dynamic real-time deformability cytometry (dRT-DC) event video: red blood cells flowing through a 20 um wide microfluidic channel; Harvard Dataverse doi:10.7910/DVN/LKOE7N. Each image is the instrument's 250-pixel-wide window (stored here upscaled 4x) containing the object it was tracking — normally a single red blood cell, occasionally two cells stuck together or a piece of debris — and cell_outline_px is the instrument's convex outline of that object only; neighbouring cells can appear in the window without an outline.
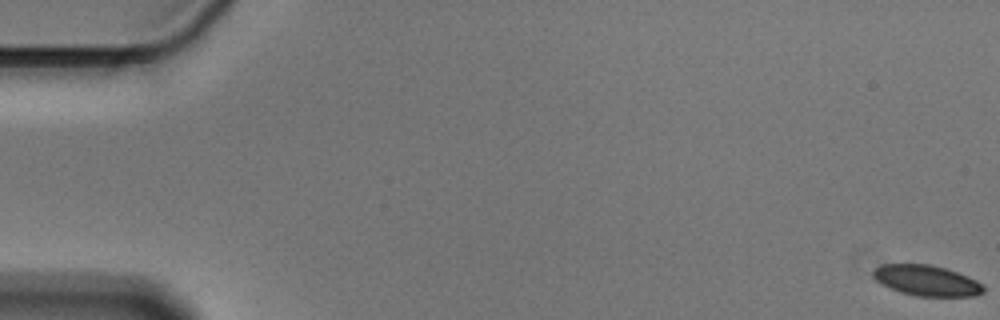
{"species": "Egyptian fruit bat (a non-hibernating species)", "species_latin": "Rousettus aegyptiacus", "temperature_condition": "cold", "stored_images_in_passage": 58, "camera_frame_rate_fps": 3000, "um_per_image_px": 0.085, "animal": {"sex": "male"}, "frame": {"image": 1, "passage_image": 1, "time_ms": 0.0, "image_size_px": [1000, 320], "cell_outline_px": [[984, 292], [976, 296], [916, 296], [900, 292], [880, 284], [872, 276], [872, 272], [880, 264], [928, 264], [944, 268], [968, 276], [976, 280], [984, 288]], "centroid_in_image_um": [78.73, 23.85], "position_along_channel_um": 6.3, "area_um2": 19.65}}
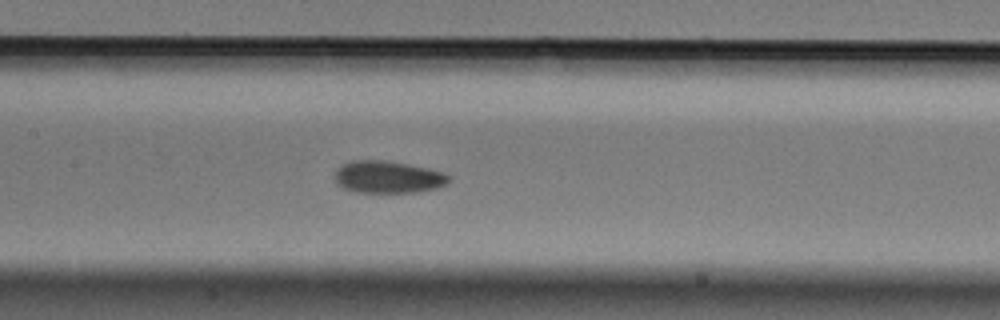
{"frame": {"image": 2, "passage_image": 28, "time_ms": 9.0, "image_size_px": [1000, 320], "cell_outline_px": [[452, 180], [448, 184], [436, 188], [420, 192], [356, 192], [344, 188], [336, 184], [336, 168], [340, 164], [352, 160], [384, 160], [408, 164], [428, 168], [444, 172], [452, 176]], "centroid_in_image_um": [33.01, 15.04], "position_along_channel_um": 174.4, "area_um2": 21.73}}
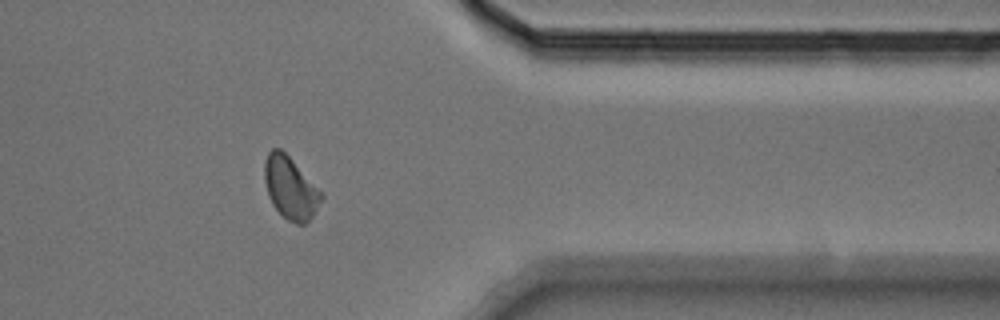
{"frame": {"image": 3, "passage_image": 47, "time_ms": 15.333, "image_size_px": [1000, 320], "cell_outline_px": [[324, 196], [312, 216], [304, 224], [296, 224], [288, 220], [272, 204], [268, 196], [264, 180], [264, 164], [268, 152], [272, 148], [280, 148], [324, 192]], "centroid_in_image_um": [24.69, 15.96], "position_along_channel_um": 386.7, "area_um2": 20.58}, "authors_computed_cell_mechanics": {"area_um2": 20.8658, "velocity_mm_per_s": 3.5721, "shape_relaxation_time_tau1_ms": 6.3338, "shape_relaxation_time_tau2_ms": 9.4194, "deformation_change_tau1": 0.1114, "deformation_change_tau2": 0.131}}